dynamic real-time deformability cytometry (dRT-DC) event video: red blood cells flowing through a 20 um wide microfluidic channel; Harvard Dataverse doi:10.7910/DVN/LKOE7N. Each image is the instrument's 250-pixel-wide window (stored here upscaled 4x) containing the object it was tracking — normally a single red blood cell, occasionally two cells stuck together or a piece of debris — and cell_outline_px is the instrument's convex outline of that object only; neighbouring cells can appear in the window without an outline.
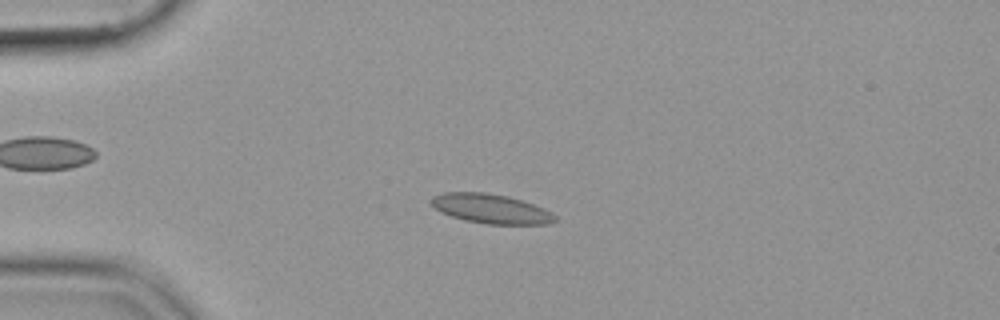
{"species": "common noctule bat (a hibernating species)", "species_latin": "Nyctalus noctula", "temperature_condition": "cold", "stored_images_in_passage": 48, "camera_frame_rate_fps": 3000, "um_per_image_px": 0.085, "animal": {"sex": "female", "body_mass_g": 19.9}, "frame": {"image": 1, "passage_image": 7, "time_ms": 2.0, "image_size_px": [1000, 320], "cell_outline_px": [[556, 220], [548, 224], [488, 224], [464, 220], [440, 212], [428, 200], [432, 196], [444, 192], [484, 192], [508, 196], [544, 208], [552, 212], [556, 216]], "centroid_in_image_um": [41.71, 17.74], "position_along_channel_um": 43.3, "area_um2": 21.21}}
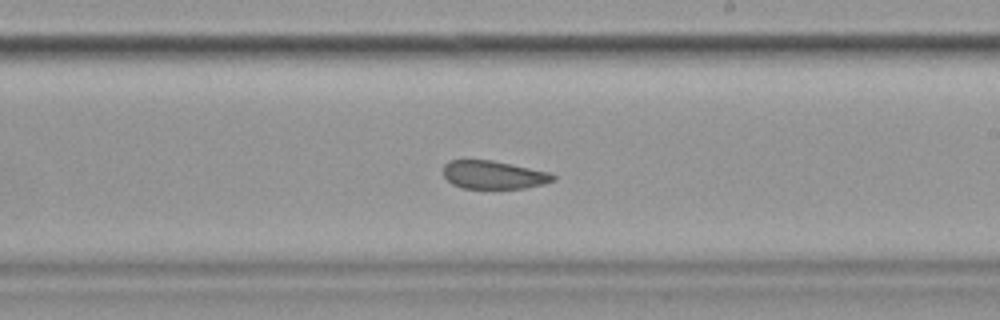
{"frame": {"image": 2, "passage_image": 26, "time_ms": 8.333, "image_size_px": [1000, 320], "cell_outline_px": [[556, 180], [544, 184], [524, 188], [460, 188], [452, 184], [444, 176], [444, 164], [448, 160], [492, 160], [552, 172], [556, 176]], "centroid_in_image_um": [41.99, 14.86], "position_along_channel_um": 247.0, "area_um2": 18.21}}
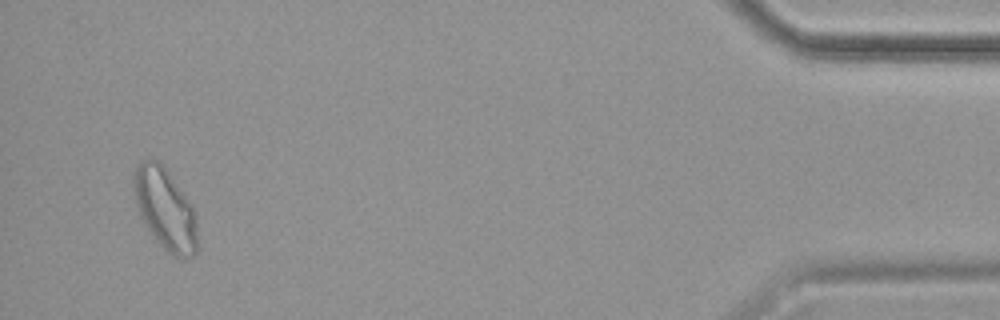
{"frame": {"image": 3, "passage_image": 46, "time_ms": 15.0, "image_size_px": [1000, 320], "cell_outline_px": [[200, 248], [192, 256], [172, 256], [156, 240], [140, 216], [136, 204], [132, 184], [132, 172], [144, 160], [156, 160], [164, 168], [184, 196], [192, 208], [196, 216]], "centroid_in_image_um": [14.04, 17.82], "position_along_channel_um": 421.2, "area_um2": 29.71}}